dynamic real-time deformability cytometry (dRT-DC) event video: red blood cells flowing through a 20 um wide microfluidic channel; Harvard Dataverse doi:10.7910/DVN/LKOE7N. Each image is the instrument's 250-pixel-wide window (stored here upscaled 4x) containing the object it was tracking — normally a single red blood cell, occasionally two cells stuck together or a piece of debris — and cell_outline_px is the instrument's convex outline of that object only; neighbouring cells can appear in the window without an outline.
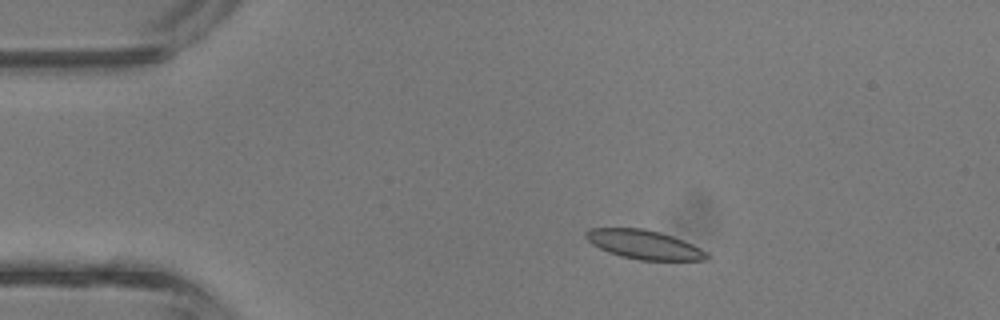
{"species": "common noctule bat (a hibernating species)", "species_latin": "Nyctalus noctula", "temperature_condition": "room temperature", "stored_images_in_passage": 42, "camera_frame_rate_fps": 3000, "um_per_image_px": 0.085, "animal": {"sex": "male", "body_mass_g": 13.3}, "frame": {"image": 1, "passage_image": 7, "time_ms": 2.0, "image_size_px": [1000, 320], "cell_outline_px": [[712, 256], [708, 260], [640, 260], [620, 256], [608, 252], [592, 244], [584, 236], [584, 232], [588, 228], [644, 228], [660, 232], [684, 240], [708, 252]], "centroid_in_image_um": [54.76, 20.79], "position_along_channel_um": 30.2, "area_um2": 20.63}}
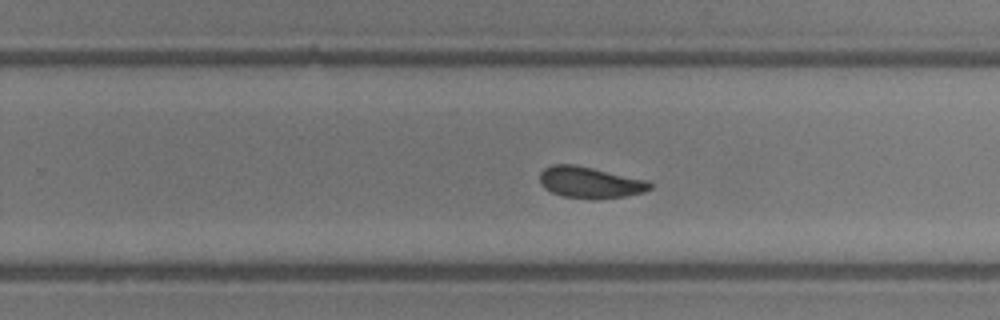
{"frame": {"image": 2, "passage_image": 26, "time_ms": 8.333, "image_size_px": [1000, 320], "cell_outline_px": [[652, 188], [644, 192], [624, 196], [596, 200], [592, 200], [564, 196], [552, 192], [544, 188], [540, 184], [540, 172], [544, 168], [552, 164], [576, 164], [644, 180], [652, 184]], "centroid_in_image_um": [50.11, 15.51], "position_along_channel_um": 279.7, "area_um2": 20.11}}
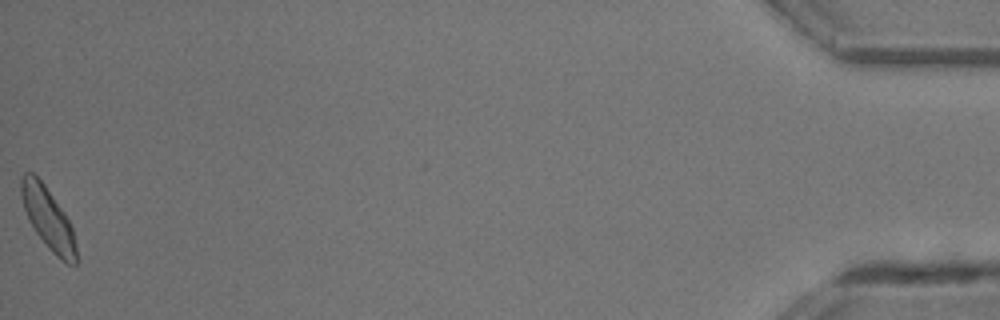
{"frame": {"image": 3, "passage_image": 42, "time_ms": 13.667, "image_size_px": [1000, 320], "cell_outline_px": [[76, 264], [68, 264], [60, 260], [48, 248], [36, 232], [28, 220], [20, 196], [20, 180], [24, 172], [32, 172], [44, 184], [64, 212], [72, 228], [76, 248]], "centroid_in_image_um": [4.06, 18.55], "position_along_channel_um": 431.1, "area_um2": 19.65}, "authors_computed_cell_mechanics": {"area_um2": 20.1722, "velocity_mm_per_s": 4.7958, "shape_relaxation_time_tau1_ms": 6.1933, "shape_relaxation_time_tau2_ms": 2.9159, "deformation_change_tau1": 0.1484, "deformation_change_tau2": 0.0829}}